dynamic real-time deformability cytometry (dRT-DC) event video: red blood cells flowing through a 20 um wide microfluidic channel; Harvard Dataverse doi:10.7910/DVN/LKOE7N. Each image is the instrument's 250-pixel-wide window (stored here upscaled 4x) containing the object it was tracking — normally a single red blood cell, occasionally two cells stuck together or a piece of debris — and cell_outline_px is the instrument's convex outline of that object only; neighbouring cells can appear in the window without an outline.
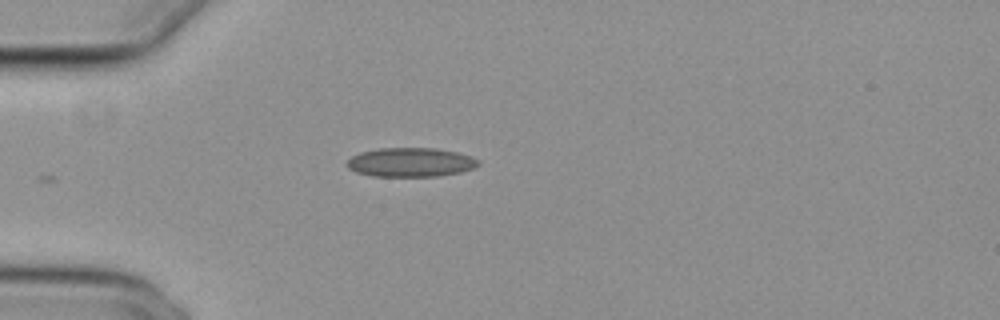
{"species": "common noctule bat (a hibernating species)", "species_latin": "Nyctalus noctula", "temperature_condition": "cold", "stored_images_in_passage": 38, "camera_frame_rate_fps": 3000, "um_per_image_px": 0.085, "animal": {"sex": "female", "body_mass_g": 29.2, "forearm_length_mm": 56.3}, "frame": {"image": 1, "passage_image": 1, "time_ms": 0.0, "image_size_px": [1000, 320], "cell_outline_px": [[480, 164], [472, 168], [460, 172], [436, 176], [372, 176], [356, 172], [348, 168], [344, 164], [352, 156], [360, 152], [380, 148], [436, 148], [456, 152], [480, 160]], "centroid_in_image_um": [34.86, 13.79], "position_along_channel_um": 50.1, "area_um2": 22.2}}
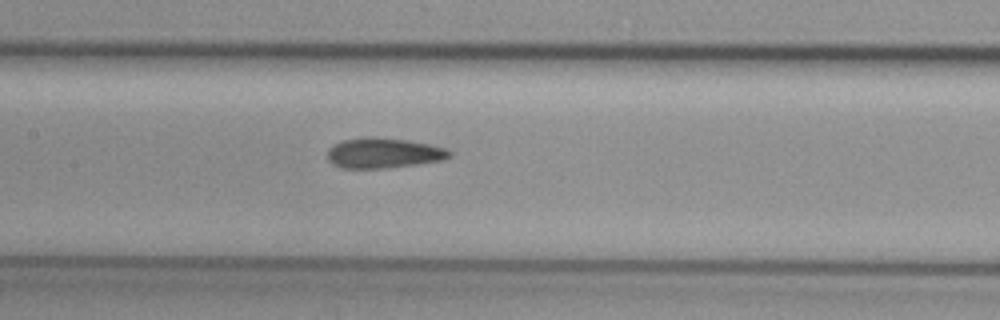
{"frame": {"image": 2, "passage_image": 12, "time_ms": 3.667, "image_size_px": [1000, 320], "cell_outline_px": [[452, 156], [444, 160], [416, 164], [384, 168], [340, 168], [332, 164], [328, 160], [328, 148], [344, 140], [368, 136], [408, 140], [428, 144], [444, 148], [452, 152]], "centroid_in_image_um": [32.6, 13.01], "position_along_channel_um": 174.8, "area_um2": 21.44}}
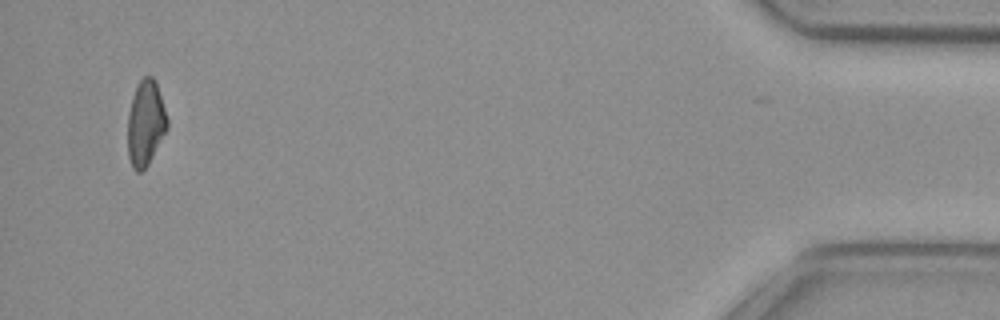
{"frame": {"image": 3, "passage_image": 38, "time_ms": 12.333, "image_size_px": [1000, 320], "cell_outline_px": [[168, 128], [148, 164], [140, 172], [136, 172], [132, 168], [128, 156], [128, 112], [132, 96], [140, 80], [144, 76], [152, 76], [156, 80], [168, 120]], "centroid_in_image_um": [12.37, 10.46], "position_along_channel_um": 422.8, "area_um2": 19.71}, "authors_computed_cell_mechanics": {"area_um2": 21.0392, "velocity_mm_per_s": 3.7983, "shape_relaxation_time_tau1_ms": null, "shape_relaxation_time_tau2_ms": 3.123, "deformation_change_tau1": null, "deformation_change_tau2": 0.0872}}